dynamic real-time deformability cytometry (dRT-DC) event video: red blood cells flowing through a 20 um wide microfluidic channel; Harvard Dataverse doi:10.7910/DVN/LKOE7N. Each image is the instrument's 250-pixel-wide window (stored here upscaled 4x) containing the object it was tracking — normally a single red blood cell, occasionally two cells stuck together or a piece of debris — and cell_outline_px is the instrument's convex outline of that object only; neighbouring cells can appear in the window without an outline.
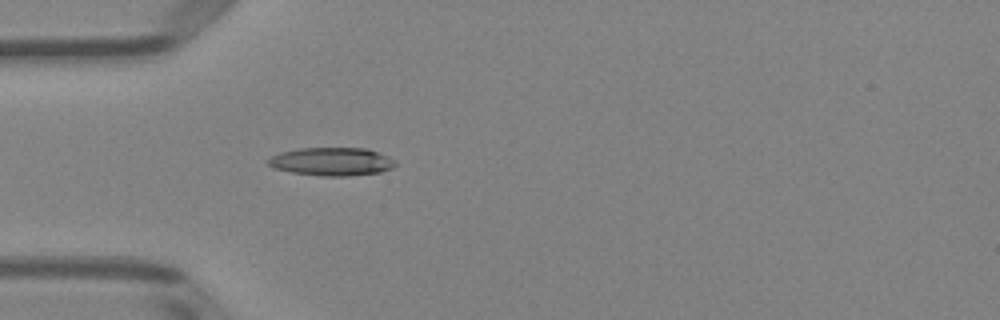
{"species": "Egyptian fruit bat (a non-hibernating species)", "species_latin": "Rousettus aegyptiacus", "temperature_condition": "room temperature", "stored_images_in_passage": 5, "camera_frame_rate_fps": 3000, "um_per_image_px": 0.085, "animal": {"sex": "female"}, "frame": {"image": 1, "passage_image": 5, "time_ms": 4.667, "image_size_px": [1000, 320], "cell_outline_px": [[396, 164], [392, 168], [380, 172], [348, 176], [320, 176], [292, 172], [276, 168], [268, 164], [264, 160], [280, 152], [300, 148], [364, 148], [388, 156], [396, 160]], "centroid_in_image_um": [28.19, 13.73], "position_along_channel_um": 56.8, "area_um2": 20.87}}